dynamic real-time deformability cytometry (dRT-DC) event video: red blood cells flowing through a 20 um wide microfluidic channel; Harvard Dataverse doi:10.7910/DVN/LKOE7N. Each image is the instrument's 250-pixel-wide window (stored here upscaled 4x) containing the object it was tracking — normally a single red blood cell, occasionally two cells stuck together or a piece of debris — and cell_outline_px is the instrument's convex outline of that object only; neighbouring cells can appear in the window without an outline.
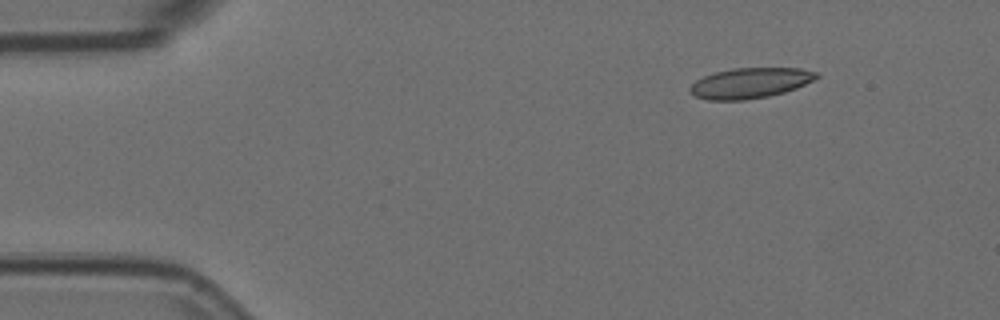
{"species": "Egyptian fruit bat (a non-hibernating species)", "species_latin": "Rousettus aegyptiacus", "temperature_condition": "room temperature", "stored_images_in_passage": 6, "camera_frame_rate_fps": 3000, "um_per_image_px": 0.085, "animal": {"sex": "female"}, "frame": {"image": 1, "passage_image": 2, "time_ms": 0.333, "image_size_px": [1000, 320], "cell_outline_px": [[820, 76], [816, 80], [796, 88], [784, 92], [768, 96], [744, 100], [708, 100], [696, 96], [688, 92], [688, 88], [696, 80], [704, 76], [716, 72], [732, 68], [800, 68], [820, 72]], "centroid_in_image_um": [63.79, 7.05], "position_along_channel_um": 21.2, "area_um2": 22.6}}